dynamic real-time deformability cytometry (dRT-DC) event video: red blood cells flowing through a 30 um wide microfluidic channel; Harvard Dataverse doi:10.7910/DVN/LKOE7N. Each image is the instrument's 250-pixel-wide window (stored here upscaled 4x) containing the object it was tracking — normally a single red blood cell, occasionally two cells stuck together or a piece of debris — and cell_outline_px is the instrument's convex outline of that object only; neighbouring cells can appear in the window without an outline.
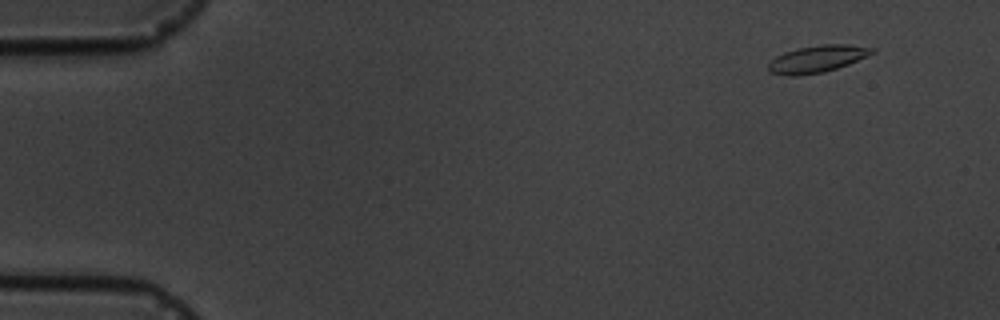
{"species": "common noctule bat (a hibernating species)", "species_latin": "Nyctalus noctula", "temperature_condition": "cold", "stored_images_in_passage": 4, "camera_frame_rate_fps": 3000, "um_per_image_px": 0.085, "animal": {"sex": "male", "body_mass_g": 19.5, "forearm_length_mm": 54.6}, "frame": {"image": 1, "passage_image": 1, "time_ms": 0.0, "image_size_px": [1000, 320], "cell_outline_px": [[876, 52], [848, 64], [824, 72], [796, 76], [788, 76], [768, 72], [768, 64], [776, 56], [784, 52], [796, 48], [820, 44], [848, 44], [876, 48]], "centroid_in_image_um": [69.45, 5.0], "position_along_channel_um": 15.5, "area_um2": 16.47}}
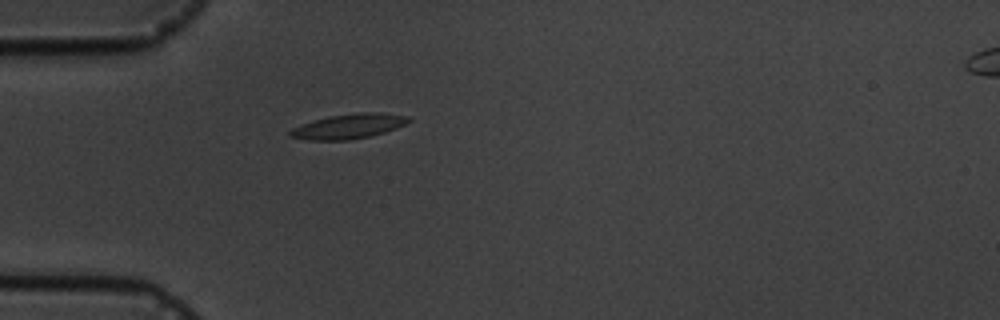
{"frame": {"image": 2, "passage_image": 4, "time_ms": 4.0, "image_size_px": [1000, 320], "cell_outline_px": [[412, 120], [396, 128], [384, 132], [368, 136], [348, 140], [308, 140], [288, 136], [288, 132], [292, 128], [328, 116], [356, 112], [380, 112], [408, 116]], "centroid_in_image_um": [29.64, 10.73], "position_along_channel_um": 55.4, "area_um2": 16.99}}